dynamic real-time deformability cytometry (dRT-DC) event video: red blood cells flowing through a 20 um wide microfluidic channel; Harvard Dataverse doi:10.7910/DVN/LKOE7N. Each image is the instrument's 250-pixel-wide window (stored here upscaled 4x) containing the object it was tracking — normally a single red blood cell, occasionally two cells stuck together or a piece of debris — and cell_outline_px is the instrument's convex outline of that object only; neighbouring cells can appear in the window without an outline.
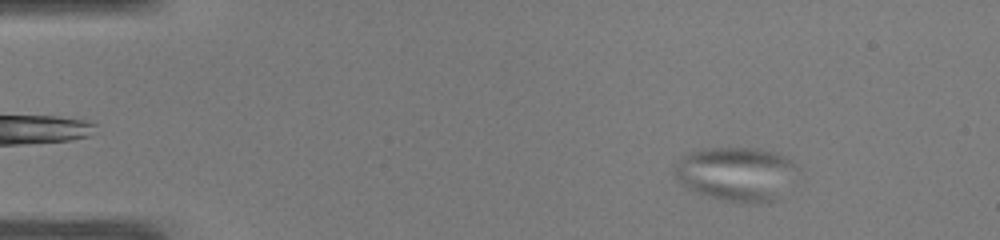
{"species": "common noctule bat (a hibernating species)", "species_latin": "Nyctalus noctula", "temperature_condition": "warm", "stored_images_in_passage": 53, "camera_frame_rate_fps": 3000, "um_per_image_px": 0.085, "animal": {"sex": "male", "body_mass_g": 19.0, "forearm_length_mm": 50.8}, "frame": {"image": 1, "passage_image": 7, "time_ms": 2.0, "image_size_px": [1000, 240], "cell_outline_px": [[792, 164], [776, 196], [772, 200], [728, 200], [712, 196], [688, 188], [676, 176], [676, 164], [684, 156], [692, 152], [704, 148], [756, 148], [772, 152], [792, 160]], "centroid_in_image_um": [62.41, 14.7], "position_along_channel_um": 22.6, "area_um2": 35.43}}
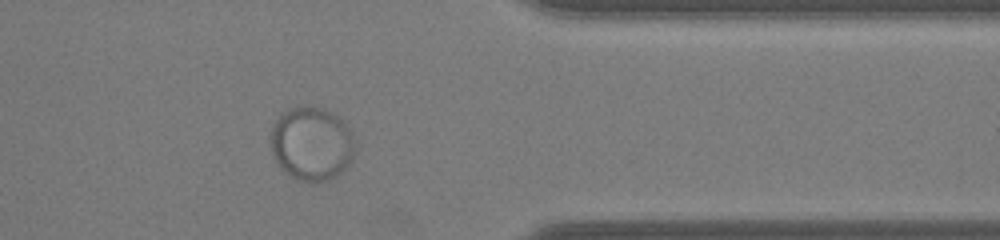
{"frame": {"image": 2, "passage_image": 43, "time_ms": 14.0, "image_size_px": [1000, 240], "cell_outline_px": [[352, 160], [332, 180], [316, 184], [308, 184], [296, 180], [284, 172], [280, 168], [272, 152], [272, 124], [280, 112], [304, 104], [324, 108], [332, 112], [348, 128], [352, 136]], "centroid_in_image_um": [26.44, 12.24], "position_along_channel_um": 385.0, "area_um2": 36.53}}
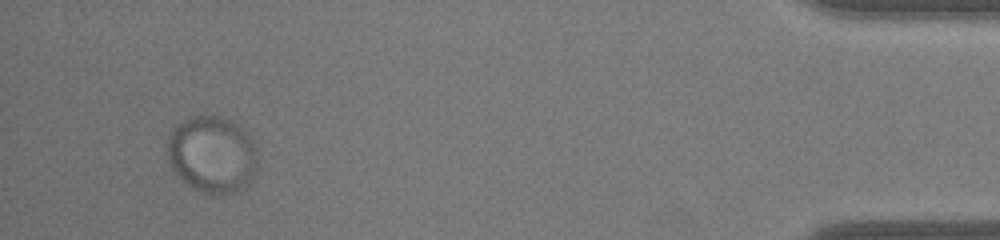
{"frame": {"image": 3, "passage_image": 50, "time_ms": 16.333, "image_size_px": [1000, 240], "cell_outline_px": [[256, 164], [252, 176], [240, 188], [232, 192], [220, 196], [200, 192], [192, 188], [172, 168], [168, 160], [168, 136], [172, 128], [180, 120], [188, 116], [212, 112], [232, 120], [252, 140], [256, 160]], "centroid_in_image_um": [17.96, 13.06], "position_along_channel_um": 417.2, "area_um2": 40.52}}